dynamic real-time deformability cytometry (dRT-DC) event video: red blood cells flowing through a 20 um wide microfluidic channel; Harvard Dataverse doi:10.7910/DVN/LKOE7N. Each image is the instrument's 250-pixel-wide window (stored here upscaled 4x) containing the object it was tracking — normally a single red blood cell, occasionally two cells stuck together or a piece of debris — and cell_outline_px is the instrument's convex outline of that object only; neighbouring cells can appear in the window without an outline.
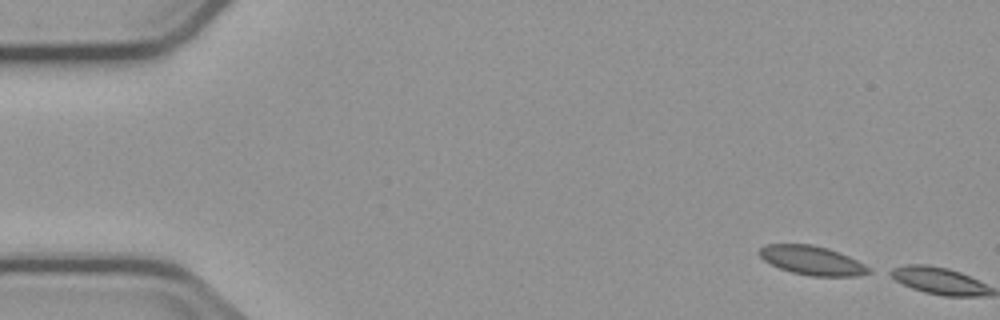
{"species": "common noctule bat (a hibernating species)", "species_latin": "Nyctalus noctula", "temperature_condition": "cold", "stored_images_in_passage": 2, "camera_frame_rate_fps": 3000, "um_per_image_px": 0.085, "animal": {"sex": "male", "body_mass_g": 23.1, "forearm_length_mm": 52.7}, "frame": {"image": 1, "passage_image": 1, "time_ms": 0.0, "image_size_px": [1000, 320], "cell_outline_px": [[872, 272], [856, 276], [812, 276], [792, 272], [780, 268], [764, 260], [756, 252], [764, 244], [812, 244], [828, 248], [848, 256], [864, 264]], "centroid_in_image_um": [68.99, 22.12], "position_along_channel_um": 16.0, "area_um2": 18.38}}